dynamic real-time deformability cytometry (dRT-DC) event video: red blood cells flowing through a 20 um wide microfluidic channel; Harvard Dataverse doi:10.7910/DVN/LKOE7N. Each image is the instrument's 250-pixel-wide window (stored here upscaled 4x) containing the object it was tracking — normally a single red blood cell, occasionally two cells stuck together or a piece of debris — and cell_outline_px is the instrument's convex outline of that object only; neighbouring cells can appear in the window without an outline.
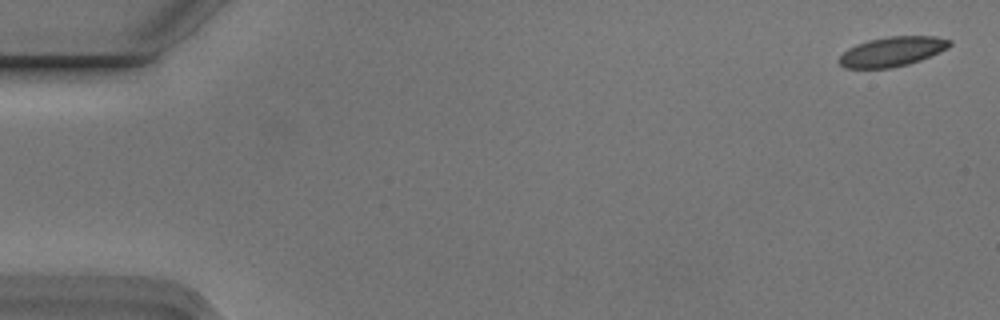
{"species": "Egyptian fruit bat (a non-hibernating species)", "species_latin": "Rousettus aegyptiacus", "temperature_condition": "cold", "stored_images_in_passage": 6, "camera_frame_rate_fps": 3000, "um_per_image_px": 0.085, "animal": {"sex": "male"}, "frame": {"image": 1, "passage_image": 1, "time_ms": 0.0, "image_size_px": [1000, 320], "cell_outline_px": [[952, 44], [948, 48], [940, 52], [920, 60], [908, 64], [892, 68], [844, 68], [836, 60], [848, 48], [856, 44], [868, 40], [888, 36], [936, 36], [952, 40]], "centroid_in_image_um": [75.83, 4.38], "position_along_channel_um": 9.2, "area_um2": 19.25}}
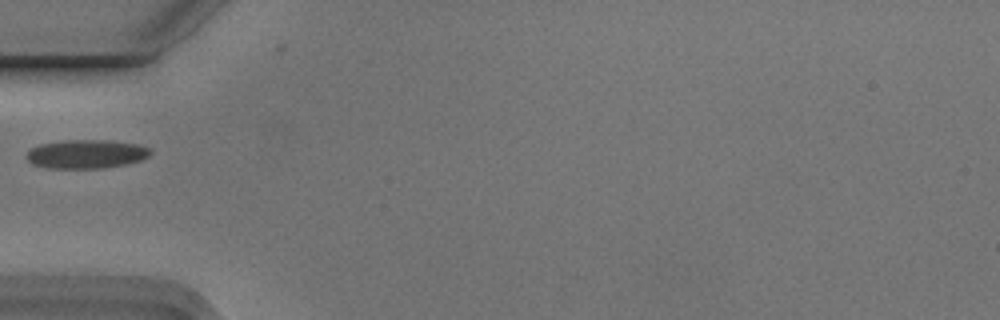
{"frame": {"image": 2, "passage_image": 5, "time_ms": 1.333, "image_size_px": [1000, 320], "cell_outline_px": [[152, 152], [144, 160], [128, 164], [104, 168], [48, 168], [32, 164], [24, 156], [28, 148], [40, 144], [64, 140], [108, 140], [140, 144], [152, 148]], "centroid_in_image_um": [7.35, 13.09], "position_along_channel_um": 77.7, "area_um2": 21.27}}
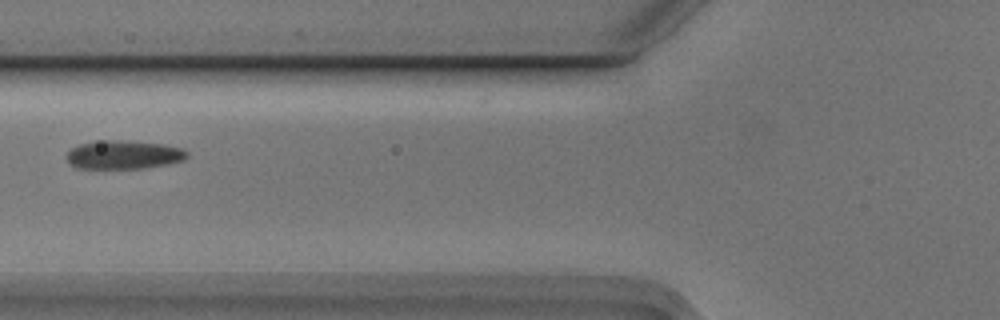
{"frame": {"image": 3, "passage_image": 6, "time_ms": 1.667, "image_size_px": [1000, 320], "cell_outline_px": [[188, 156], [184, 160], [168, 164], [144, 168], [76, 168], [64, 156], [72, 148], [80, 144], [104, 140], [128, 140], [164, 144], [184, 148], [188, 152]], "centroid_in_image_um": [10.56, 13.14], "position_along_channel_um": 115.2, "area_um2": 20.17}}